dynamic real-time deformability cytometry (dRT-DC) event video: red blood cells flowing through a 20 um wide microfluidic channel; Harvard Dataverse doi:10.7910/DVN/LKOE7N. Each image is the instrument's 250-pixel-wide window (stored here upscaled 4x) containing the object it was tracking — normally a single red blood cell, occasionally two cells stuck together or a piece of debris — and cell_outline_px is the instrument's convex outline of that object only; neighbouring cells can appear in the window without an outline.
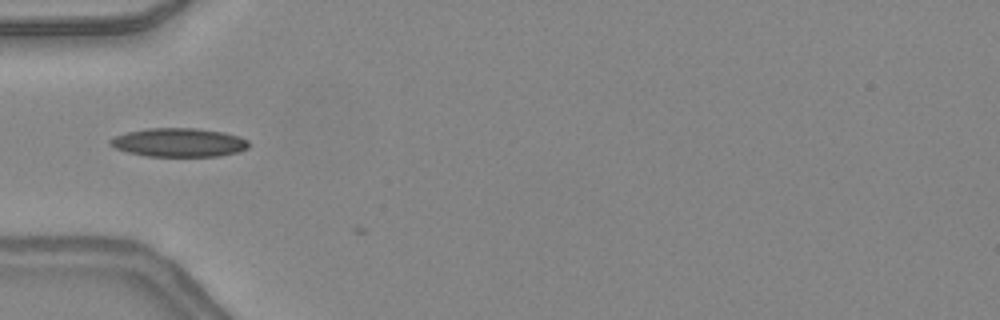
{"species": "common noctule bat (a hibernating species)", "species_latin": "Nyctalus noctula", "temperature_condition": "warm", "stored_images_in_passage": 2, "camera_frame_rate_fps": 3000, "um_per_image_px": 0.085, "animal": {"sex": "female", "body_mass_g": 24.6, "forearm_length_mm": 56.2}, "frame": {"image": 1, "passage_image": 1, "time_ms": 0.0, "image_size_px": [1000, 320], "cell_outline_px": [[248, 148], [240, 152], [220, 156], [148, 156], [128, 152], [116, 148], [108, 144], [108, 140], [116, 136], [128, 132], [148, 128], [196, 128], [224, 132], [240, 136], [248, 140]], "centroid_in_image_um": [15.24, 12.11], "position_along_channel_um": 69.8, "area_um2": 23.24}}